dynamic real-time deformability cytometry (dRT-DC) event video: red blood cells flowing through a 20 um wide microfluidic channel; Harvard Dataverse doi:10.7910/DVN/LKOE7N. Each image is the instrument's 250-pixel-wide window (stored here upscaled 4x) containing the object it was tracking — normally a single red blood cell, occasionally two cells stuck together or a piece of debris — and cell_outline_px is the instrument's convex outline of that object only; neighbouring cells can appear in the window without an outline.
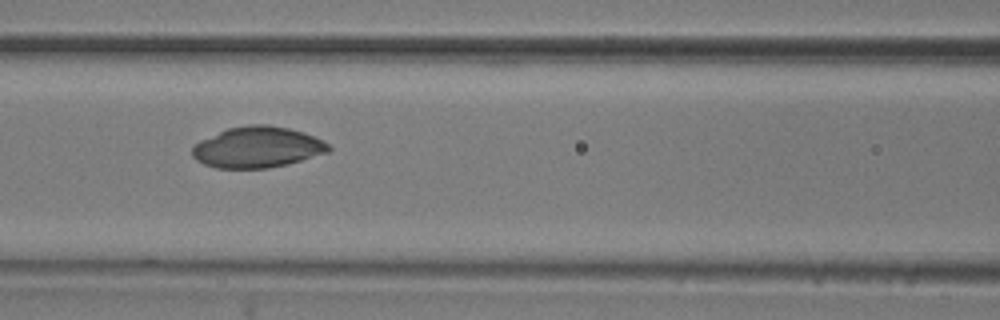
{"species": "common noctule bat (a hibernating species)", "species_latin": "Nyctalus noctula", "temperature_condition": "room temperature", "stored_images_in_passage": 10, "camera_frame_rate_fps": 3000, "um_per_image_px": 0.085, "animal": {"sex": "male", "body_mass_g": 20.5, "forearm_length_mm": 52.5}, "frame": {"image": 1, "passage_image": 6, "time_ms": 1.667, "image_size_px": [1000, 320], "cell_outline_px": [[332, 148], [328, 152], [288, 164], [268, 168], [216, 168], [204, 164], [196, 160], [192, 156], [192, 148], [200, 140], [228, 128], [248, 124], [268, 124], [288, 128], [304, 132], [324, 140]], "centroid_in_image_um": [21.89, 12.51], "position_along_channel_um": 144.7, "area_um2": 32.66}}
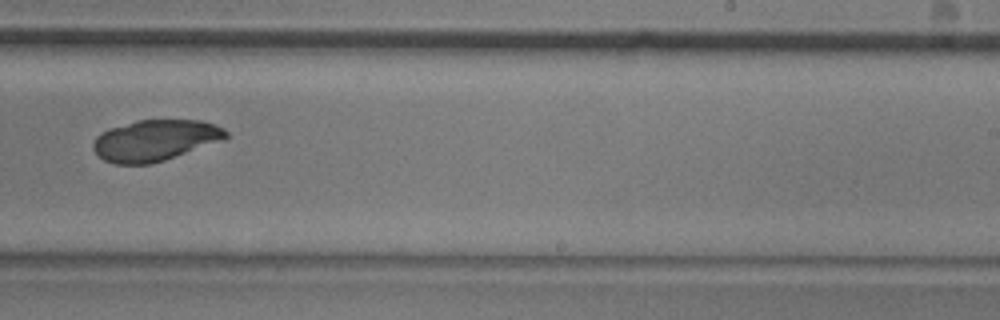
{"frame": {"image": 2, "passage_image": 9, "time_ms": 2.667, "image_size_px": [1000, 320], "cell_outline_px": [[228, 136], [224, 140], [152, 164], [116, 164], [104, 160], [92, 148], [92, 144], [96, 136], [100, 132], [108, 128], [136, 120], [200, 120], [216, 124], [224, 128], [228, 132]], "centroid_in_image_um": [13.18, 11.92], "position_along_channel_um": 275.8, "area_um2": 31.96}}
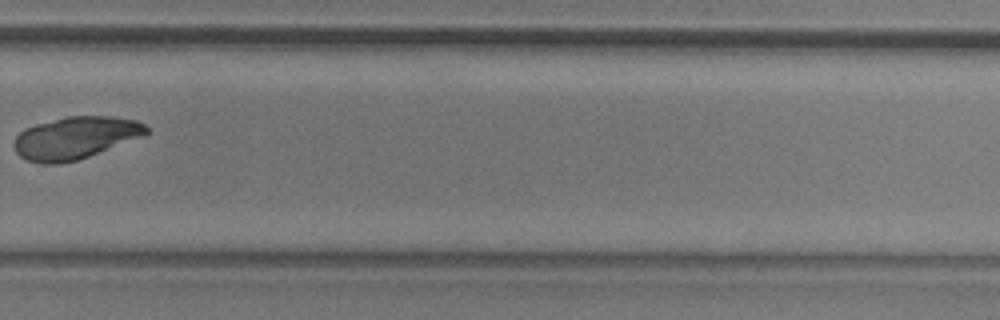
{"frame": {"image": 3, "passage_image": 10, "time_ms": 3.0, "image_size_px": [1000, 320], "cell_outline_px": [[152, 132], [144, 136], [88, 156], [76, 160], [60, 164], [40, 164], [28, 160], [20, 156], [16, 152], [12, 144], [16, 136], [24, 128], [36, 124], [68, 116], [112, 116], [136, 120], [144, 124]], "centroid_in_image_um": [6.4, 11.71], "position_along_channel_um": 323.4, "area_um2": 32.71}}